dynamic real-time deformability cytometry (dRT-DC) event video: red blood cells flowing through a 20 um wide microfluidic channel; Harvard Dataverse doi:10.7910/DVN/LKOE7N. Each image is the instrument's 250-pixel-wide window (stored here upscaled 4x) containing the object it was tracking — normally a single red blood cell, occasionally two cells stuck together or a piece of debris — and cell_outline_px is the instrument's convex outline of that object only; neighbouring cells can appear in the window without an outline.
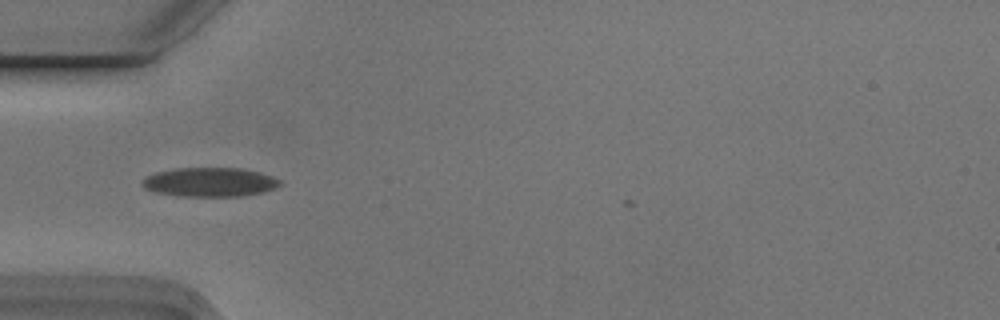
{"species": "Egyptian fruit bat (a non-hibernating species)", "species_latin": "Rousettus aegyptiacus", "temperature_condition": "cold", "stored_images_in_passage": 1, "camera_frame_rate_fps": 3000, "um_per_image_px": 0.085, "animal": {"sex": "male"}, "frame": {"image": 1, "passage_image": 1, "time_ms": 0.0, "image_size_px": [1000, 320], "cell_outline_px": [[284, 184], [276, 188], [264, 192], [244, 196], [176, 196], [156, 192], [144, 188], [140, 184], [140, 180], [144, 176], [156, 172], [176, 168], [244, 168], [260, 172], [272, 176], [280, 180]], "centroid_in_image_um": [17.83, 15.48], "position_along_channel_um": 67.2, "area_um2": 23.81}}